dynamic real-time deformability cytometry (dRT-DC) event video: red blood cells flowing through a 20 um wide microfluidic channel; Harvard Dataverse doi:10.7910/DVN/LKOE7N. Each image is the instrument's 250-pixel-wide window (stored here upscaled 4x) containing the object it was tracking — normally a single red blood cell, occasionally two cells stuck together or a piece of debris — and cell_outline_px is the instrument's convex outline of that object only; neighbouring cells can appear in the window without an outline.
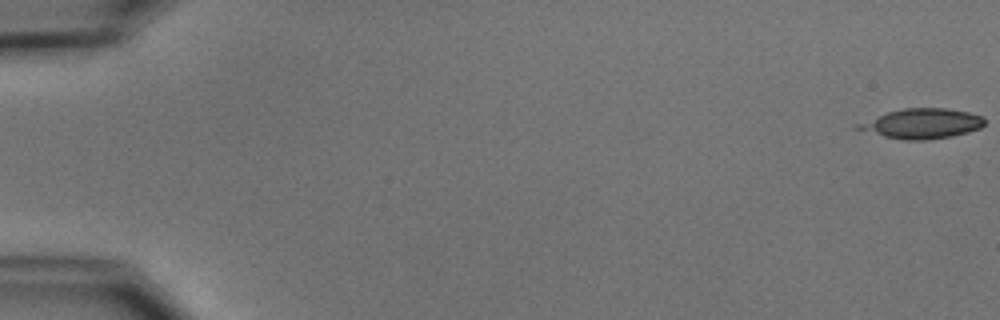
{"species": "common noctule bat (a hibernating species)", "species_latin": "Nyctalus noctula", "temperature_condition": "cold", "stored_images_in_passage": 9, "camera_frame_rate_fps": 3000, "um_per_image_px": 0.085, "animal": {"sex": "male", "body_mass_g": 15.6}, "frame": {"image": 1, "passage_image": 1, "time_ms": 0.0, "image_size_px": [1000, 320], "cell_outline_px": [[984, 124], [980, 128], [968, 132], [952, 136], [924, 140], [904, 140], [884, 136], [856, 128], [856, 124], [888, 112], [904, 108], [948, 108], [968, 112], [984, 116]], "centroid_in_image_um": [78.42, 10.5], "position_along_channel_um": 6.6, "area_um2": 21.79}}